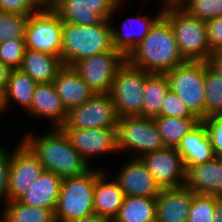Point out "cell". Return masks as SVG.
Masks as SVG:
<instances>
[{
	"instance_id": "1",
	"label": "cell",
	"mask_w": 222,
	"mask_h": 222,
	"mask_svg": "<svg viewBox=\"0 0 222 222\" xmlns=\"http://www.w3.org/2000/svg\"><path fill=\"white\" fill-rule=\"evenodd\" d=\"M126 60L148 73L166 74L186 60L168 21L162 16Z\"/></svg>"
},
{
	"instance_id": "2",
	"label": "cell",
	"mask_w": 222,
	"mask_h": 222,
	"mask_svg": "<svg viewBox=\"0 0 222 222\" xmlns=\"http://www.w3.org/2000/svg\"><path fill=\"white\" fill-rule=\"evenodd\" d=\"M22 141L38 157L44 170L62 178L80 176L91 169L60 128L39 137L27 134Z\"/></svg>"
},
{
	"instance_id": "3",
	"label": "cell",
	"mask_w": 222,
	"mask_h": 222,
	"mask_svg": "<svg viewBox=\"0 0 222 222\" xmlns=\"http://www.w3.org/2000/svg\"><path fill=\"white\" fill-rule=\"evenodd\" d=\"M111 23L112 20H104L101 24L85 26L63 22V65L73 66L81 59L113 50Z\"/></svg>"
},
{
	"instance_id": "4",
	"label": "cell",
	"mask_w": 222,
	"mask_h": 222,
	"mask_svg": "<svg viewBox=\"0 0 222 222\" xmlns=\"http://www.w3.org/2000/svg\"><path fill=\"white\" fill-rule=\"evenodd\" d=\"M163 17L171 26L179 52L185 60H209L212 51L206 21L191 16L180 6L164 7Z\"/></svg>"
},
{
	"instance_id": "5",
	"label": "cell",
	"mask_w": 222,
	"mask_h": 222,
	"mask_svg": "<svg viewBox=\"0 0 222 222\" xmlns=\"http://www.w3.org/2000/svg\"><path fill=\"white\" fill-rule=\"evenodd\" d=\"M96 170L62 179L55 209L56 222H70L95 213Z\"/></svg>"
},
{
	"instance_id": "6",
	"label": "cell",
	"mask_w": 222,
	"mask_h": 222,
	"mask_svg": "<svg viewBox=\"0 0 222 222\" xmlns=\"http://www.w3.org/2000/svg\"><path fill=\"white\" fill-rule=\"evenodd\" d=\"M205 61H188L166 73L170 89L200 121L205 119Z\"/></svg>"
},
{
	"instance_id": "7",
	"label": "cell",
	"mask_w": 222,
	"mask_h": 222,
	"mask_svg": "<svg viewBox=\"0 0 222 222\" xmlns=\"http://www.w3.org/2000/svg\"><path fill=\"white\" fill-rule=\"evenodd\" d=\"M165 148L153 118L129 116L118 118L117 149L131 150L130 158H140L145 154Z\"/></svg>"
},
{
	"instance_id": "8",
	"label": "cell",
	"mask_w": 222,
	"mask_h": 222,
	"mask_svg": "<svg viewBox=\"0 0 222 222\" xmlns=\"http://www.w3.org/2000/svg\"><path fill=\"white\" fill-rule=\"evenodd\" d=\"M147 71L134 67L127 60L118 70L109 92L119 118L140 116L143 106V87Z\"/></svg>"
},
{
	"instance_id": "9",
	"label": "cell",
	"mask_w": 222,
	"mask_h": 222,
	"mask_svg": "<svg viewBox=\"0 0 222 222\" xmlns=\"http://www.w3.org/2000/svg\"><path fill=\"white\" fill-rule=\"evenodd\" d=\"M63 21L54 10H37L25 28L26 48L61 58Z\"/></svg>"
},
{
	"instance_id": "10",
	"label": "cell",
	"mask_w": 222,
	"mask_h": 222,
	"mask_svg": "<svg viewBox=\"0 0 222 222\" xmlns=\"http://www.w3.org/2000/svg\"><path fill=\"white\" fill-rule=\"evenodd\" d=\"M126 57L116 49L81 59L72 67L95 92L109 93L112 82Z\"/></svg>"
},
{
	"instance_id": "11",
	"label": "cell",
	"mask_w": 222,
	"mask_h": 222,
	"mask_svg": "<svg viewBox=\"0 0 222 222\" xmlns=\"http://www.w3.org/2000/svg\"><path fill=\"white\" fill-rule=\"evenodd\" d=\"M118 115L109 93H97L71 109L65 122L67 128H117Z\"/></svg>"
},
{
	"instance_id": "12",
	"label": "cell",
	"mask_w": 222,
	"mask_h": 222,
	"mask_svg": "<svg viewBox=\"0 0 222 222\" xmlns=\"http://www.w3.org/2000/svg\"><path fill=\"white\" fill-rule=\"evenodd\" d=\"M121 0H64L54 11L63 22L96 25L111 20Z\"/></svg>"
},
{
	"instance_id": "13",
	"label": "cell",
	"mask_w": 222,
	"mask_h": 222,
	"mask_svg": "<svg viewBox=\"0 0 222 222\" xmlns=\"http://www.w3.org/2000/svg\"><path fill=\"white\" fill-rule=\"evenodd\" d=\"M43 171L38 157L21 141L12 152L8 181L9 201L23 196Z\"/></svg>"
},
{
	"instance_id": "14",
	"label": "cell",
	"mask_w": 222,
	"mask_h": 222,
	"mask_svg": "<svg viewBox=\"0 0 222 222\" xmlns=\"http://www.w3.org/2000/svg\"><path fill=\"white\" fill-rule=\"evenodd\" d=\"M161 189L184 186L185 166L174 147H165L140 157Z\"/></svg>"
},
{
	"instance_id": "15",
	"label": "cell",
	"mask_w": 222,
	"mask_h": 222,
	"mask_svg": "<svg viewBox=\"0 0 222 222\" xmlns=\"http://www.w3.org/2000/svg\"><path fill=\"white\" fill-rule=\"evenodd\" d=\"M65 133L71 145L89 165V158L101 154L117 152V128H67Z\"/></svg>"
},
{
	"instance_id": "16",
	"label": "cell",
	"mask_w": 222,
	"mask_h": 222,
	"mask_svg": "<svg viewBox=\"0 0 222 222\" xmlns=\"http://www.w3.org/2000/svg\"><path fill=\"white\" fill-rule=\"evenodd\" d=\"M113 179L125 196L157 198L161 191L160 186L140 158L128 159Z\"/></svg>"
},
{
	"instance_id": "17",
	"label": "cell",
	"mask_w": 222,
	"mask_h": 222,
	"mask_svg": "<svg viewBox=\"0 0 222 222\" xmlns=\"http://www.w3.org/2000/svg\"><path fill=\"white\" fill-rule=\"evenodd\" d=\"M184 186L195 194L222 197V160H212L196 166L185 167Z\"/></svg>"
},
{
	"instance_id": "18",
	"label": "cell",
	"mask_w": 222,
	"mask_h": 222,
	"mask_svg": "<svg viewBox=\"0 0 222 222\" xmlns=\"http://www.w3.org/2000/svg\"><path fill=\"white\" fill-rule=\"evenodd\" d=\"M194 194L185 186L161 189L156 198V222H187Z\"/></svg>"
},
{
	"instance_id": "19",
	"label": "cell",
	"mask_w": 222,
	"mask_h": 222,
	"mask_svg": "<svg viewBox=\"0 0 222 222\" xmlns=\"http://www.w3.org/2000/svg\"><path fill=\"white\" fill-rule=\"evenodd\" d=\"M52 83L67 112L95 94L72 66L64 65Z\"/></svg>"
},
{
	"instance_id": "20",
	"label": "cell",
	"mask_w": 222,
	"mask_h": 222,
	"mask_svg": "<svg viewBox=\"0 0 222 222\" xmlns=\"http://www.w3.org/2000/svg\"><path fill=\"white\" fill-rule=\"evenodd\" d=\"M176 150L182 157L185 167L209 162L216 156L203 120L181 139Z\"/></svg>"
},
{
	"instance_id": "21",
	"label": "cell",
	"mask_w": 222,
	"mask_h": 222,
	"mask_svg": "<svg viewBox=\"0 0 222 222\" xmlns=\"http://www.w3.org/2000/svg\"><path fill=\"white\" fill-rule=\"evenodd\" d=\"M164 8L158 12V14L154 15V17H149V14L144 16L136 17H128L123 25L122 30H116L117 27L111 25L112 30V43L114 49L123 54L126 58L130 55V53L137 47V45L148 35L151 28L155 25V23L163 16ZM136 21L139 25H135L134 28H128V24ZM128 22V23H127ZM130 23V25L132 24ZM138 28H137V27ZM127 27V28H126ZM136 29V30H134Z\"/></svg>"
},
{
	"instance_id": "22",
	"label": "cell",
	"mask_w": 222,
	"mask_h": 222,
	"mask_svg": "<svg viewBox=\"0 0 222 222\" xmlns=\"http://www.w3.org/2000/svg\"><path fill=\"white\" fill-rule=\"evenodd\" d=\"M27 112L39 116V118H50L53 120L51 126L54 125V128L64 125L68 116L52 82L37 84L31 107Z\"/></svg>"
},
{
	"instance_id": "23",
	"label": "cell",
	"mask_w": 222,
	"mask_h": 222,
	"mask_svg": "<svg viewBox=\"0 0 222 222\" xmlns=\"http://www.w3.org/2000/svg\"><path fill=\"white\" fill-rule=\"evenodd\" d=\"M106 179L105 172L97 169L94 190V211L95 214L112 222L119 213L125 194L114 179L111 181H106Z\"/></svg>"
},
{
	"instance_id": "24",
	"label": "cell",
	"mask_w": 222,
	"mask_h": 222,
	"mask_svg": "<svg viewBox=\"0 0 222 222\" xmlns=\"http://www.w3.org/2000/svg\"><path fill=\"white\" fill-rule=\"evenodd\" d=\"M62 177L44 170L18 201L31 207L56 209Z\"/></svg>"
},
{
	"instance_id": "25",
	"label": "cell",
	"mask_w": 222,
	"mask_h": 222,
	"mask_svg": "<svg viewBox=\"0 0 222 222\" xmlns=\"http://www.w3.org/2000/svg\"><path fill=\"white\" fill-rule=\"evenodd\" d=\"M60 57L26 48L20 70L37 83L53 82L63 67Z\"/></svg>"
},
{
	"instance_id": "26",
	"label": "cell",
	"mask_w": 222,
	"mask_h": 222,
	"mask_svg": "<svg viewBox=\"0 0 222 222\" xmlns=\"http://www.w3.org/2000/svg\"><path fill=\"white\" fill-rule=\"evenodd\" d=\"M37 82L20 69L11 70L9 80L4 92L0 96L1 111L7 110L10 102H15L18 106L28 111L32 104L33 94Z\"/></svg>"
},
{
	"instance_id": "27",
	"label": "cell",
	"mask_w": 222,
	"mask_h": 222,
	"mask_svg": "<svg viewBox=\"0 0 222 222\" xmlns=\"http://www.w3.org/2000/svg\"><path fill=\"white\" fill-rule=\"evenodd\" d=\"M170 89L166 74L150 73L143 87V106L140 116L159 117L162 102Z\"/></svg>"
},
{
	"instance_id": "28",
	"label": "cell",
	"mask_w": 222,
	"mask_h": 222,
	"mask_svg": "<svg viewBox=\"0 0 222 222\" xmlns=\"http://www.w3.org/2000/svg\"><path fill=\"white\" fill-rule=\"evenodd\" d=\"M112 222H156V198L125 196Z\"/></svg>"
},
{
	"instance_id": "29",
	"label": "cell",
	"mask_w": 222,
	"mask_h": 222,
	"mask_svg": "<svg viewBox=\"0 0 222 222\" xmlns=\"http://www.w3.org/2000/svg\"><path fill=\"white\" fill-rule=\"evenodd\" d=\"M165 147L176 148L181 139L194 128L200 120L197 117H164L153 118Z\"/></svg>"
},
{
	"instance_id": "30",
	"label": "cell",
	"mask_w": 222,
	"mask_h": 222,
	"mask_svg": "<svg viewBox=\"0 0 222 222\" xmlns=\"http://www.w3.org/2000/svg\"><path fill=\"white\" fill-rule=\"evenodd\" d=\"M2 213L0 222H56L55 209L31 207L18 200L9 201Z\"/></svg>"
},
{
	"instance_id": "31",
	"label": "cell",
	"mask_w": 222,
	"mask_h": 222,
	"mask_svg": "<svg viewBox=\"0 0 222 222\" xmlns=\"http://www.w3.org/2000/svg\"><path fill=\"white\" fill-rule=\"evenodd\" d=\"M205 118L222 113V76L205 61Z\"/></svg>"
},
{
	"instance_id": "32",
	"label": "cell",
	"mask_w": 222,
	"mask_h": 222,
	"mask_svg": "<svg viewBox=\"0 0 222 222\" xmlns=\"http://www.w3.org/2000/svg\"><path fill=\"white\" fill-rule=\"evenodd\" d=\"M28 17L0 11V44L11 39H25Z\"/></svg>"
},
{
	"instance_id": "33",
	"label": "cell",
	"mask_w": 222,
	"mask_h": 222,
	"mask_svg": "<svg viewBox=\"0 0 222 222\" xmlns=\"http://www.w3.org/2000/svg\"><path fill=\"white\" fill-rule=\"evenodd\" d=\"M220 198L216 195L194 194L187 222H215V207Z\"/></svg>"
},
{
	"instance_id": "34",
	"label": "cell",
	"mask_w": 222,
	"mask_h": 222,
	"mask_svg": "<svg viewBox=\"0 0 222 222\" xmlns=\"http://www.w3.org/2000/svg\"><path fill=\"white\" fill-rule=\"evenodd\" d=\"M180 7L191 16L203 21L222 15V0H185Z\"/></svg>"
},
{
	"instance_id": "35",
	"label": "cell",
	"mask_w": 222,
	"mask_h": 222,
	"mask_svg": "<svg viewBox=\"0 0 222 222\" xmlns=\"http://www.w3.org/2000/svg\"><path fill=\"white\" fill-rule=\"evenodd\" d=\"M26 50L25 39H11L0 44V61L11 70L19 69Z\"/></svg>"
},
{
	"instance_id": "36",
	"label": "cell",
	"mask_w": 222,
	"mask_h": 222,
	"mask_svg": "<svg viewBox=\"0 0 222 222\" xmlns=\"http://www.w3.org/2000/svg\"><path fill=\"white\" fill-rule=\"evenodd\" d=\"M159 116L178 118L196 117L189 111L183 100L171 89L168 90L162 102Z\"/></svg>"
},
{
	"instance_id": "37",
	"label": "cell",
	"mask_w": 222,
	"mask_h": 222,
	"mask_svg": "<svg viewBox=\"0 0 222 222\" xmlns=\"http://www.w3.org/2000/svg\"><path fill=\"white\" fill-rule=\"evenodd\" d=\"M213 152L216 156L222 154V113L203 120Z\"/></svg>"
},
{
	"instance_id": "38",
	"label": "cell",
	"mask_w": 222,
	"mask_h": 222,
	"mask_svg": "<svg viewBox=\"0 0 222 222\" xmlns=\"http://www.w3.org/2000/svg\"><path fill=\"white\" fill-rule=\"evenodd\" d=\"M37 10L36 0H0V11L6 13L29 16Z\"/></svg>"
},
{
	"instance_id": "39",
	"label": "cell",
	"mask_w": 222,
	"mask_h": 222,
	"mask_svg": "<svg viewBox=\"0 0 222 222\" xmlns=\"http://www.w3.org/2000/svg\"><path fill=\"white\" fill-rule=\"evenodd\" d=\"M7 152V149L0 147V203L4 200V205L9 202L8 181L12 158V153Z\"/></svg>"
},
{
	"instance_id": "40",
	"label": "cell",
	"mask_w": 222,
	"mask_h": 222,
	"mask_svg": "<svg viewBox=\"0 0 222 222\" xmlns=\"http://www.w3.org/2000/svg\"><path fill=\"white\" fill-rule=\"evenodd\" d=\"M208 40L212 53L222 51V15L206 21Z\"/></svg>"
},
{
	"instance_id": "41",
	"label": "cell",
	"mask_w": 222,
	"mask_h": 222,
	"mask_svg": "<svg viewBox=\"0 0 222 222\" xmlns=\"http://www.w3.org/2000/svg\"><path fill=\"white\" fill-rule=\"evenodd\" d=\"M207 62L214 71L222 76V51L213 52Z\"/></svg>"
},
{
	"instance_id": "42",
	"label": "cell",
	"mask_w": 222,
	"mask_h": 222,
	"mask_svg": "<svg viewBox=\"0 0 222 222\" xmlns=\"http://www.w3.org/2000/svg\"><path fill=\"white\" fill-rule=\"evenodd\" d=\"M10 73L11 69L0 61V96L6 88Z\"/></svg>"
},
{
	"instance_id": "43",
	"label": "cell",
	"mask_w": 222,
	"mask_h": 222,
	"mask_svg": "<svg viewBox=\"0 0 222 222\" xmlns=\"http://www.w3.org/2000/svg\"><path fill=\"white\" fill-rule=\"evenodd\" d=\"M64 0H38L37 6L39 10H54Z\"/></svg>"
},
{
	"instance_id": "44",
	"label": "cell",
	"mask_w": 222,
	"mask_h": 222,
	"mask_svg": "<svg viewBox=\"0 0 222 222\" xmlns=\"http://www.w3.org/2000/svg\"><path fill=\"white\" fill-rule=\"evenodd\" d=\"M70 222H109V221L106 218L93 213L91 215H88L83 218H79Z\"/></svg>"
},
{
	"instance_id": "45",
	"label": "cell",
	"mask_w": 222,
	"mask_h": 222,
	"mask_svg": "<svg viewBox=\"0 0 222 222\" xmlns=\"http://www.w3.org/2000/svg\"><path fill=\"white\" fill-rule=\"evenodd\" d=\"M214 219L215 222H222V197L216 203Z\"/></svg>"
},
{
	"instance_id": "46",
	"label": "cell",
	"mask_w": 222,
	"mask_h": 222,
	"mask_svg": "<svg viewBox=\"0 0 222 222\" xmlns=\"http://www.w3.org/2000/svg\"><path fill=\"white\" fill-rule=\"evenodd\" d=\"M164 2V7L180 6V0H161Z\"/></svg>"
}]
</instances>
